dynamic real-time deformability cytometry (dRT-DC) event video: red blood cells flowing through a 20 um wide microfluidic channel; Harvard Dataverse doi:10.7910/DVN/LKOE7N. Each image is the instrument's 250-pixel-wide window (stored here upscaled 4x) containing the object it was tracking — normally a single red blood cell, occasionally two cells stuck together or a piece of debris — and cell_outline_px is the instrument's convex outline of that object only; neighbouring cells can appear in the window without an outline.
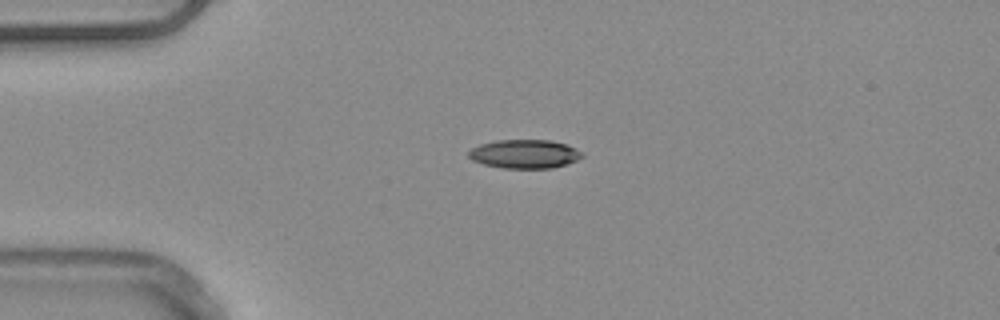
{"species": "common noctule bat (a hibernating species)", "species_latin": "Nyctalus noctula", "temperature_condition": "warm", "stored_images_in_passage": 47, "camera_frame_rate_fps": 3000, "um_per_image_px": 0.085, "animal": {"sex": "male", "body_mass_g": 20.4}, "frame": {"image": 1, "passage_image": 8, "time_ms": 2.333, "image_size_px": [1000, 320], "cell_outline_px": [[584, 156], [576, 160], [552, 168], [504, 168], [484, 164], [472, 160], [468, 156], [468, 152], [472, 148], [480, 144], [496, 140], [552, 140], [576, 148], [584, 152]], "centroid_in_image_um": [44.59, 13.08], "position_along_channel_um": 40.4, "area_um2": 18.96}, "authors_computed_cell_mechanics": {"area_um2": 18.9584, "velocity_mm_per_s": 3.9139, "shape_relaxation_time_tau1_ms": 4.2903, "shape_relaxation_time_tau2_ms": null, "deformation_change_tau1": 0.1176, "deformation_change_tau2": null}}